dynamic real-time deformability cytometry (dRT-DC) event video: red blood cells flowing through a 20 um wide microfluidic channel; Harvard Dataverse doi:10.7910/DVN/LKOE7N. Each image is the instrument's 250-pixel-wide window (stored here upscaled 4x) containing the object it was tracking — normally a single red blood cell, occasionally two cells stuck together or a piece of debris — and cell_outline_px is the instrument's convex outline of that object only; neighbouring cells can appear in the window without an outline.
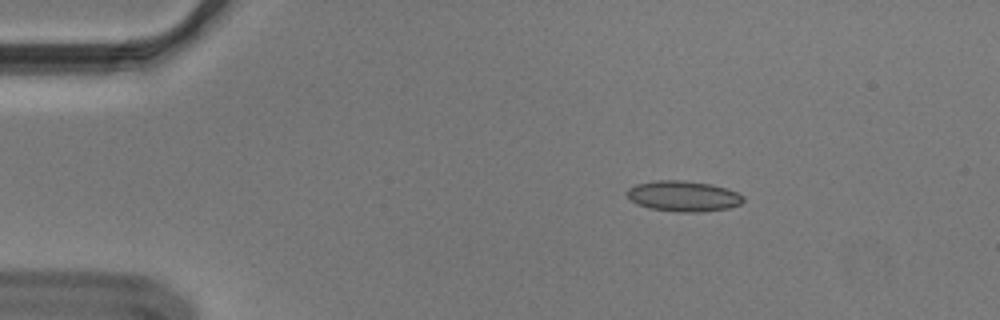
{"species": "Egyptian fruit bat (a non-hibernating species)", "species_latin": "Rousettus aegyptiacus", "temperature_condition": "cold", "stored_images_in_passage": 47, "segment_of_instrument_passage": [1, 2], "camera_frame_rate_fps": 3000, "um_per_image_px": 0.085, "animal": {"sex": "male"}, "frame": {"image": 1, "passage_image": 1, "time_ms": 0.0, "image_size_px": [1000, 320], "cell_outline_px": [[744, 200], [740, 204], [728, 208], [700, 212], [680, 212], [648, 208], [636, 204], [628, 196], [628, 188], [636, 184], [656, 180], [680, 180], [712, 184], [728, 188], [744, 196]], "centroid_in_image_um": [58.1, 16.67], "position_along_channel_um": 26.9, "area_um2": 20.75}}
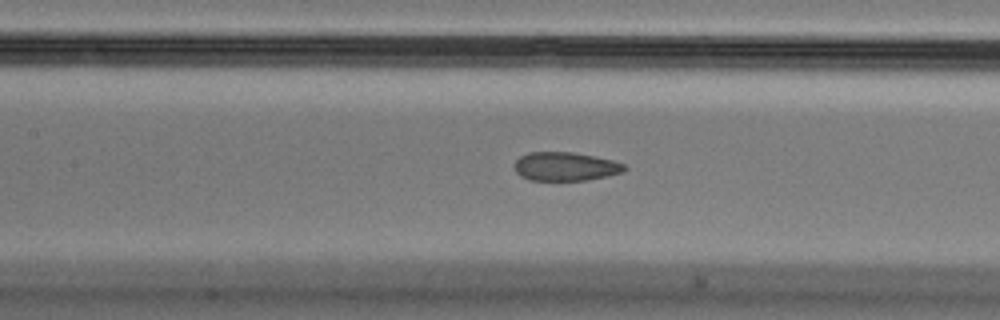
{"frame": {"image": 2, "passage_image": 17, "time_ms": 5.333, "image_size_px": [1000, 320], "cell_outline_px": [[628, 168], [624, 172], [608, 176], [588, 180], [528, 180], [520, 176], [516, 172], [516, 160], [520, 156], [528, 152], [572, 152], [596, 156], [612, 160], [624, 164]], "centroid_in_image_um": [48.09, 14.15], "position_along_channel_um": 159.3, "area_um2": 18.5}}
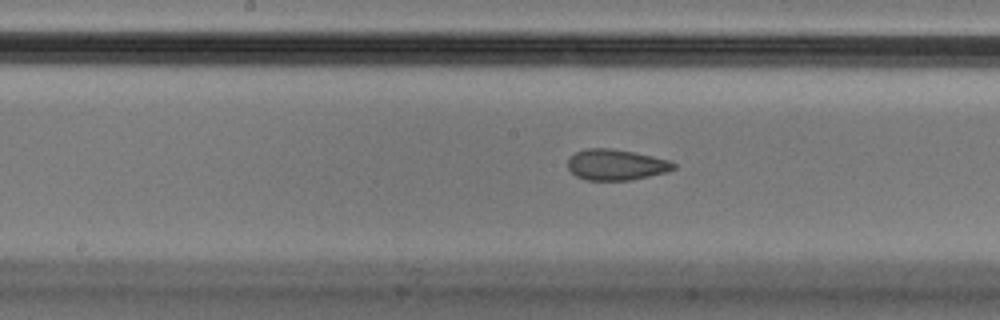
{"frame": {"image": 3, "passage_image": 20, "time_ms": 6.333, "image_size_px": [1000, 320], "cell_outline_px": [[676, 168], [668, 172], [632, 180], [588, 180], [576, 176], [568, 168], [568, 156], [576, 152], [588, 148], [612, 148], [672, 160], [676, 164]], "centroid_in_image_um": [52.39, 14.0], "position_along_channel_um": 195.8, "area_um2": 19.19}}